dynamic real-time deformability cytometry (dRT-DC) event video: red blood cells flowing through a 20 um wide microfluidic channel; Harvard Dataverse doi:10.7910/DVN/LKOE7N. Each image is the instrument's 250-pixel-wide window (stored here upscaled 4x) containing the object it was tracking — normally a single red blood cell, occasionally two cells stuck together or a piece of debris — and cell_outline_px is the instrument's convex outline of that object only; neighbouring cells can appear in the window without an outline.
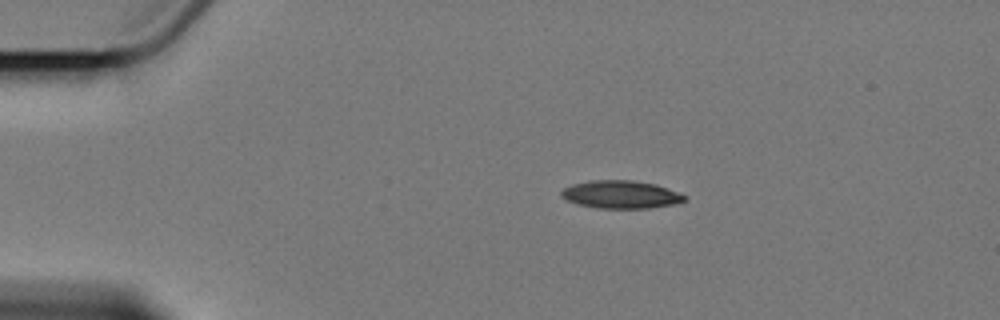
{"species": "Egyptian fruit bat (a non-hibernating species)", "species_latin": "Rousettus aegyptiacus", "temperature_condition": "cold", "stored_images_in_passage": 4, "camera_frame_rate_fps": 3000, "um_per_image_px": 0.085, "animal": {"sex": "female"}, "frame": {"image": 1, "passage_image": 1, "time_ms": 0.0, "image_size_px": [1000, 320], "cell_outline_px": [[688, 196], [680, 204], [648, 208], [596, 208], [580, 204], [568, 200], [560, 196], [560, 192], [564, 188], [572, 184], [588, 180], [632, 180], [656, 184], [680, 192]], "centroid_in_image_um": [52.82, 16.53], "position_along_channel_um": 32.2, "area_um2": 20.23}}
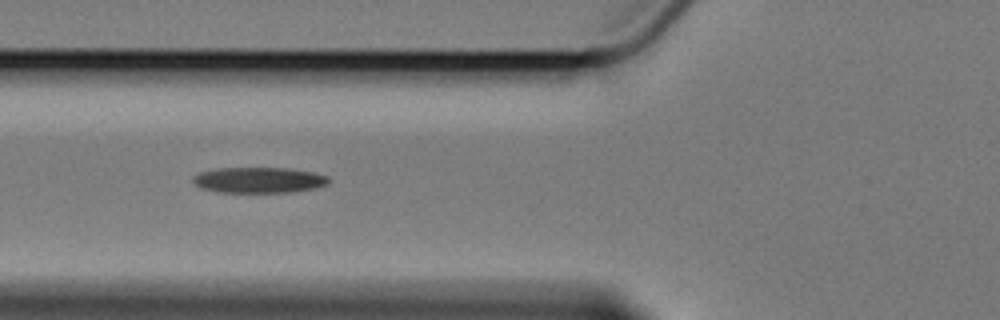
{"frame": {"image": 2, "passage_image": 4, "time_ms": 3.667, "image_size_px": [1000, 320], "cell_outline_px": [[328, 184], [316, 188], [292, 192], [216, 192], [200, 188], [192, 180], [192, 176], [200, 172], [216, 168], [288, 168], [312, 172], [328, 176]], "centroid_in_image_um": [21.98, 15.3], "position_along_channel_um": 103.8, "area_um2": 20.4}}